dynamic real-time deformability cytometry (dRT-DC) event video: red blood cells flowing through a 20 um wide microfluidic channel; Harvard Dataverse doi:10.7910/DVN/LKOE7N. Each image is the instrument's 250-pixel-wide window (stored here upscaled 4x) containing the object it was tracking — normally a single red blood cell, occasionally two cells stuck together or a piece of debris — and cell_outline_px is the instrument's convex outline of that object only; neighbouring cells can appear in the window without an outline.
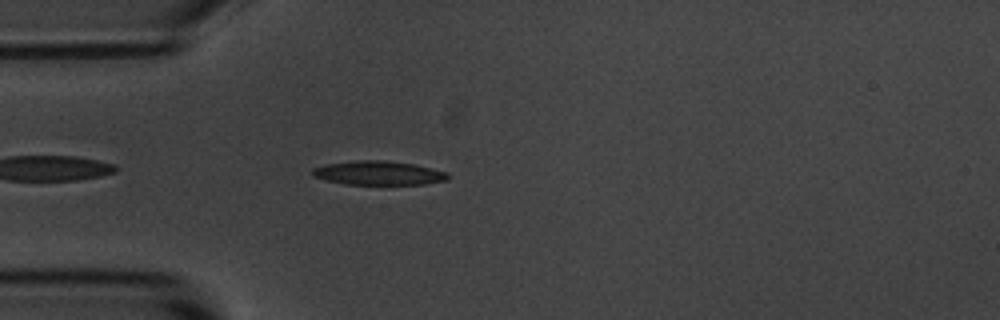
{"species": "common noctule bat (a hibernating species)", "species_latin": "Nyctalus noctula", "temperature_condition": "room temperature", "stored_images_in_passage": 43, "camera_frame_rate_fps": 3000, "um_per_image_px": 0.085, "animal": {"sex": "male", "body_mass_g": 20.1, "forearm_length_mm": 53.5}, "frame": {"image": 1, "passage_image": 4, "time_ms": 1.0, "image_size_px": [1000, 320], "cell_outline_px": [[448, 180], [424, 184], [344, 184], [324, 180], [312, 176], [312, 168], [324, 164], [356, 160], [384, 160], [416, 164], [448, 172]], "centroid_in_image_um": [32.15, 14.7], "position_along_channel_um": 52.8, "area_um2": 19.13}}
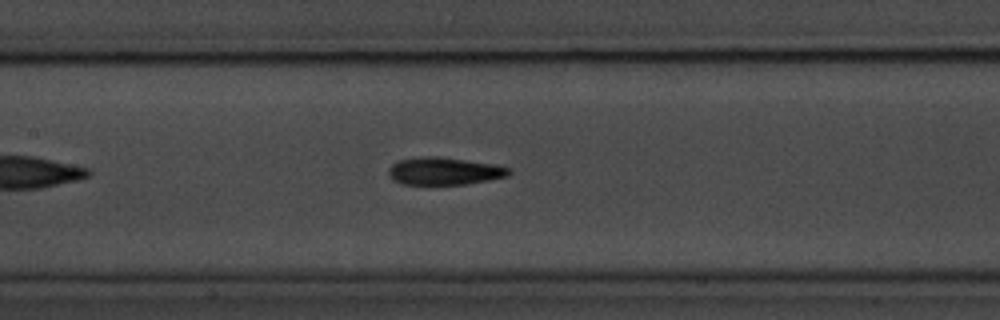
{"frame": {"image": 2, "passage_image": 14, "time_ms": 4.333, "image_size_px": [1000, 320], "cell_outline_px": [[512, 172], [508, 176], [488, 180], [464, 184], [404, 184], [392, 180], [388, 172], [388, 168], [392, 164], [400, 160], [424, 156], [436, 156], [496, 164], [512, 168]], "centroid_in_image_um": [37.79, 14.54], "position_along_channel_um": 169.6, "area_um2": 19.31}}
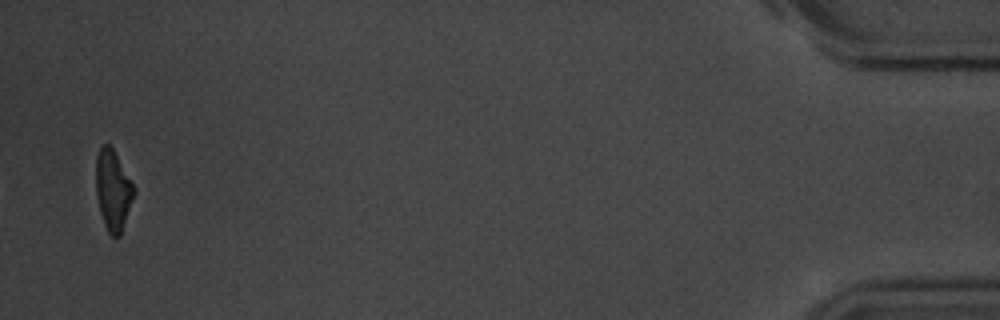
{"frame": {"image": 3, "passage_image": 42, "time_ms": 13.667, "image_size_px": [1000, 320], "cell_outline_px": [[136, 192], [120, 236], [112, 236], [108, 232], [104, 224], [100, 212], [96, 196], [96, 156], [100, 148], [104, 144], [108, 144], [112, 148], [136, 188]], "centroid_in_image_um": [9.61, 16.18], "position_along_channel_um": 425.6, "area_um2": 17.8}, "authors_computed_cell_mechanics": {"area_um2": 19.1318, "velocity_mm_per_s": 3.6896, "shape_relaxation_time_tau1_ms": 3.5636, "shape_relaxation_time_tau2_ms": 3.398, "deformation_change_tau1": 0.1494, "deformation_change_tau2": 0.122}}